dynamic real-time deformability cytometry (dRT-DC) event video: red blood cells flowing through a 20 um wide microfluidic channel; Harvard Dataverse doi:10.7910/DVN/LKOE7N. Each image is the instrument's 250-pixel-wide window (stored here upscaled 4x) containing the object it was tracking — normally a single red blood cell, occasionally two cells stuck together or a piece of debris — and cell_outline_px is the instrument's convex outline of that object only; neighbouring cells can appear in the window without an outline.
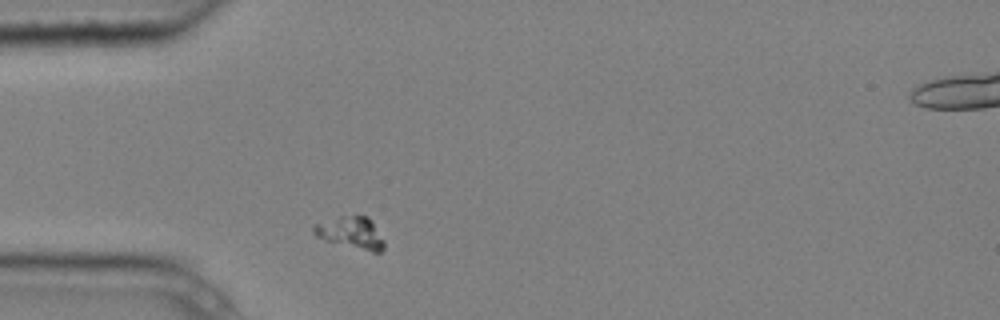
{"species": "common noctule bat (a hibernating species)", "species_latin": "Nyctalus noctula", "temperature_condition": "cold", "stored_images_in_passage": 1, "camera_frame_rate_fps": 3000, "um_per_image_px": 0.085, "animal": {"sex": "male", "body_mass_g": 20.4}, "frame": {"image": 1, "passage_image": 1, "time_ms": 0.0, "image_size_px": [1000, 320], "cell_outline_px": [[384, 248], [380, 252], [372, 252], [328, 240], [316, 236], [312, 232], [312, 224], [340, 216], [368, 216], [372, 220], [384, 240]], "centroid_in_image_um": [29.84, 19.76], "position_along_channel_um": 55.2, "area_um2": 12.95}}